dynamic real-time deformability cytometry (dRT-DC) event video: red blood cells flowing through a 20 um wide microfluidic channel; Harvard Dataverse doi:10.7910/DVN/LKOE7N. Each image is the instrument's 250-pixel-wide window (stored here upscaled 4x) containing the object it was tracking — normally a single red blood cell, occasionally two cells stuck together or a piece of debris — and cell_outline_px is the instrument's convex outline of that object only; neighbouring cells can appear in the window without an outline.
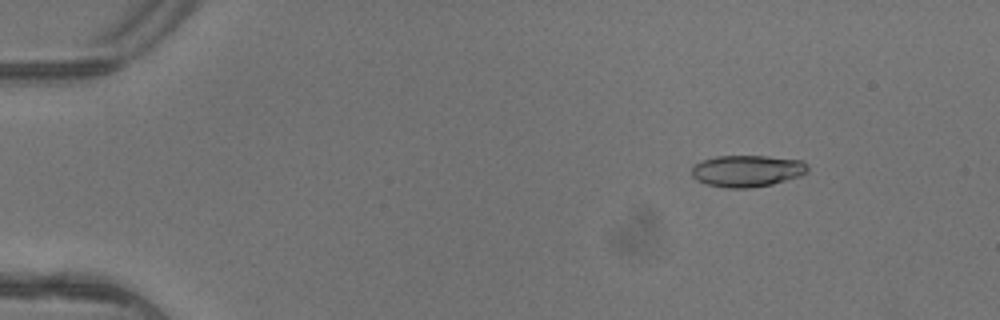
{"species": "common noctule bat (a hibernating species)", "species_latin": "Nyctalus noctula", "temperature_condition": "warm", "stored_images_in_passage": 4, "camera_frame_rate_fps": 3000, "um_per_image_px": 0.085, "animal": {"sex": "female"}, "frame": {"image": 1, "passage_image": 2, "time_ms": 0.333, "image_size_px": [1000, 320], "cell_outline_px": [[808, 172], [800, 176], [772, 184], [752, 188], [728, 188], [708, 184], [696, 180], [692, 176], [692, 164], [700, 160], [716, 156], [764, 156], [800, 160], [808, 164]], "centroid_in_image_um": [63.48, 14.52], "position_along_channel_um": 21.5, "area_um2": 21.56}}
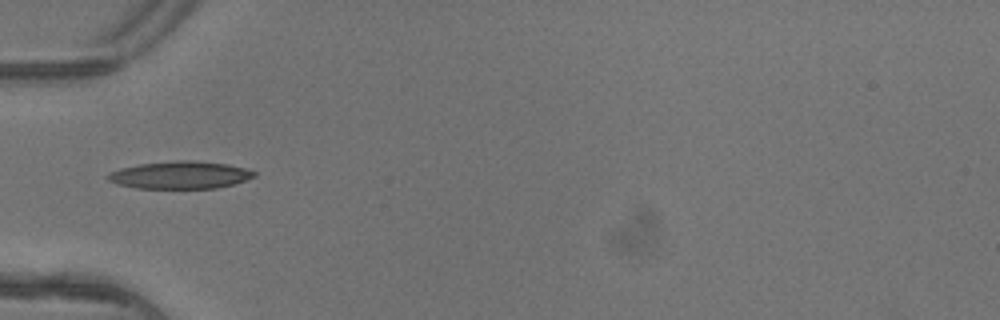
{"frame": {"image": 2, "passage_image": 4, "time_ms": 1.0, "image_size_px": [1000, 320], "cell_outline_px": [[256, 176], [232, 184], [216, 188], [136, 188], [116, 184], [108, 180], [108, 172], [120, 168], [140, 164], [176, 160], [192, 160], [228, 164], [244, 168], [256, 172]], "centroid_in_image_um": [15.28, 14.87], "position_along_channel_um": 69.7, "area_um2": 23.35}}